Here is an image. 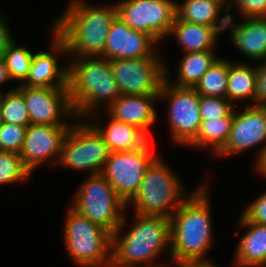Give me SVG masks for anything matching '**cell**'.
Masks as SVG:
<instances>
[{
    "label": "cell",
    "instance_id": "cell-1",
    "mask_svg": "<svg viewBox=\"0 0 266 267\" xmlns=\"http://www.w3.org/2000/svg\"><path fill=\"white\" fill-rule=\"evenodd\" d=\"M210 179L206 177L170 217V253L171 262L175 265H218L208 255L217 241Z\"/></svg>",
    "mask_w": 266,
    "mask_h": 267
},
{
    "label": "cell",
    "instance_id": "cell-2",
    "mask_svg": "<svg viewBox=\"0 0 266 267\" xmlns=\"http://www.w3.org/2000/svg\"><path fill=\"white\" fill-rule=\"evenodd\" d=\"M129 213L125 211L121 225L112 234L110 267H157L170 263V219Z\"/></svg>",
    "mask_w": 266,
    "mask_h": 267
},
{
    "label": "cell",
    "instance_id": "cell-3",
    "mask_svg": "<svg viewBox=\"0 0 266 267\" xmlns=\"http://www.w3.org/2000/svg\"><path fill=\"white\" fill-rule=\"evenodd\" d=\"M68 2V3H67ZM51 22L65 42L68 57H101L111 23L117 17L115 1L101 4L89 0H68Z\"/></svg>",
    "mask_w": 266,
    "mask_h": 267
},
{
    "label": "cell",
    "instance_id": "cell-4",
    "mask_svg": "<svg viewBox=\"0 0 266 267\" xmlns=\"http://www.w3.org/2000/svg\"><path fill=\"white\" fill-rule=\"evenodd\" d=\"M67 59L69 99L78 119L104 111L120 97L109 60L98 56Z\"/></svg>",
    "mask_w": 266,
    "mask_h": 267
},
{
    "label": "cell",
    "instance_id": "cell-5",
    "mask_svg": "<svg viewBox=\"0 0 266 267\" xmlns=\"http://www.w3.org/2000/svg\"><path fill=\"white\" fill-rule=\"evenodd\" d=\"M160 154L148 167L140 188L126 205V210L140 215L163 216L168 219L203 182L188 191L181 177ZM169 163V164H168Z\"/></svg>",
    "mask_w": 266,
    "mask_h": 267
},
{
    "label": "cell",
    "instance_id": "cell-6",
    "mask_svg": "<svg viewBox=\"0 0 266 267\" xmlns=\"http://www.w3.org/2000/svg\"><path fill=\"white\" fill-rule=\"evenodd\" d=\"M62 243L76 267H110L112 234L70 205L64 210Z\"/></svg>",
    "mask_w": 266,
    "mask_h": 267
},
{
    "label": "cell",
    "instance_id": "cell-7",
    "mask_svg": "<svg viewBox=\"0 0 266 267\" xmlns=\"http://www.w3.org/2000/svg\"><path fill=\"white\" fill-rule=\"evenodd\" d=\"M75 189L69 205L113 234L122 223L126 204L107 179L101 173L86 175Z\"/></svg>",
    "mask_w": 266,
    "mask_h": 267
},
{
    "label": "cell",
    "instance_id": "cell-8",
    "mask_svg": "<svg viewBox=\"0 0 266 267\" xmlns=\"http://www.w3.org/2000/svg\"><path fill=\"white\" fill-rule=\"evenodd\" d=\"M109 155L108 145L97 130L86 119L77 118L65 135L56 169L99 174Z\"/></svg>",
    "mask_w": 266,
    "mask_h": 267
},
{
    "label": "cell",
    "instance_id": "cell-9",
    "mask_svg": "<svg viewBox=\"0 0 266 267\" xmlns=\"http://www.w3.org/2000/svg\"><path fill=\"white\" fill-rule=\"evenodd\" d=\"M161 103L166 105L163 116L169 128V144L187 147L196 138L201 125L199 94L193 87L176 86L165 78L159 93Z\"/></svg>",
    "mask_w": 266,
    "mask_h": 267
},
{
    "label": "cell",
    "instance_id": "cell-10",
    "mask_svg": "<svg viewBox=\"0 0 266 267\" xmlns=\"http://www.w3.org/2000/svg\"><path fill=\"white\" fill-rule=\"evenodd\" d=\"M154 140L143 147L121 152H110L101 174L127 205L137 194L144 175L151 163L161 154Z\"/></svg>",
    "mask_w": 266,
    "mask_h": 267
},
{
    "label": "cell",
    "instance_id": "cell-11",
    "mask_svg": "<svg viewBox=\"0 0 266 267\" xmlns=\"http://www.w3.org/2000/svg\"><path fill=\"white\" fill-rule=\"evenodd\" d=\"M243 108V109H241ZM266 147V106L242 105L234 109V119L228 140L223 149L214 157L239 155L243 152L253 153L250 168L259 160Z\"/></svg>",
    "mask_w": 266,
    "mask_h": 267
},
{
    "label": "cell",
    "instance_id": "cell-12",
    "mask_svg": "<svg viewBox=\"0 0 266 267\" xmlns=\"http://www.w3.org/2000/svg\"><path fill=\"white\" fill-rule=\"evenodd\" d=\"M162 52L158 57L109 60L121 95H159L166 78L168 59Z\"/></svg>",
    "mask_w": 266,
    "mask_h": 267
},
{
    "label": "cell",
    "instance_id": "cell-13",
    "mask_svg": "<svg viewBox=\"0 0 266 267\" xmlns=\"http://www.w3.org/2000/svg\"><path fill=\"white\" fill-rule=\"evenodd\" d=\"M117 17L161 45L176 19V0H116Z\"/></svg>",
    "mask_w": 266,
    "mask_h": 267
},
{
    "label": "cell",
    "instance_id": "cell-14",
    "mask_svg": "<svg viewBox=\"0 0 266 267\" xmlns=\"http://www.w3.org/2000/svg\"><path fill=\"white\" fill-rule=\"evenodd\" d=\"M23 94L30 124L71 126L77 119L67 87L51 88L16 85Z\"/></svg>",
    "mask_w": 266,
    "mask_h": 267
},
{
    "label": "cell",
    "instance_id": "cell-15",
    "mask_svg": "<svg viewBox=\"0 0 266 267\" xmlns=\"http://www.w3.org/2000/svg\"><path fill=\"white\" fill-rule=\"evenodd\" d=\"M71 126L29 124L19 153L25 168L34 176L38 168H55L65 135Z\"/></svg>",
    "mask_w": 266,
    "mask_h": 267
},
{
    "label": "cell",
    "instance_id": "cell-16",
    "mask_svg": "<svg viewBox=\"0 0 266 267\" xmlns=\"http://www.w3.org/2000/svg\"><path fill=\"white\" fill-rule=\"evenodd\" d=\"M49 50H38L33 53L29 74L21 84L23 86L67 87L68 58L65 42L54 32L52 22L48 24ZM65 57V58H64ZM64 60V62L62 60ZM62 63V64H61Z\"/></svg>",
    "mask_w": 266,
    "mask_h": 267
},
{
    "label": "cell",
    "instance_id": "cell-17",
    "mask_svg": "<svg viewBox=\"0 0 266 267\" xmlns=\"http://www.w3.org/2000/svg\"><path fill=\"white\" fill-rule=\"evenodd\" d=\"M160 47V48H159ZM161 46L148 34L134 30L118 17L111 23L106 39V60L158 57Z\"/></svg>",
    "mask_w": 266,
    "mask_h": 267
},
{
    "label": "cell",
    "instance_id": "cell-18",
    "mask_svg": "<svg viewBox=\"0 0 266 267\" xmlns=\"http://www.w3.org/2000/svg\"><path fill=\"white\" fill-rule=\"evenodd\" d=\"M229 12L228 43L242 55L240 62L260 63L266 60V18L235 19ZM230 31V32H229ZM246 60V61H245Z\"/></svg>",
    "mask_w": 266,
    "mask_h": 267
},
{
    "label": "cell",
    "instance_id": "cell-19",
    "mask_svg": "<svg viewBox=\"0 0 266 267\" xmlns=\"http://www.w3.org/2000/svg\"><path fill=\"white\" fill-rule=\"evenodd\" d=\"M159 95H120L104 111L114 120L141 129L150 139L160 119ZM152 129V130H151Z\"/></svg>",
    "mask_w": 266,
    "mask_h": 267
},
{
    "label": "cell",
    "instance_id": "cell-20",
    "mask_svg": "<svg viewBox=\"0 0 266 267\" xmlns=\"http://www.w3.org/2000/svg\"><path fill=\"white\" fill-rule=\"evenodd\" d=\"M238 214L236 217L239 218L234 223L240 229L233 235H238L239 239L235 242L234 256L229 263L232 267H261L266 264V225L248 221L241 213Z\"/></svg>",
    "mask_w": 266,
    "mask_h": 267
},
{
    "label": "cell",
    "instance_id": "cell-21",
    "mask_svg": "<svg viewBox=\"0 0 266 267\" xmlns=\"http://www.w3.org/2000/svg\"><path fill=\"white\" fill-rule=\"evenodd\" d=\"M85 119L102 136L110 152L135 150L150 140L138 127L114 120L105 111L92 113Z\"/></svg>",
    "mask_w": 266,
    "mask_h": 267
},
{
    "label": "cell",
    "instance_id": "cell-22",
    "mask_svg": "<svg viewBox=\"0 0 266 267\" xmlns=\"http://www.w3.org/2000/svg\"><path fill=\"white\" fill-rule=\"evenodd\" d=\"M221 35L215 27L175 19L165 42L173 38L181 54L217 50Z\"/></svg>",
    "mask_w": 266,
    "mask_h": 267
},
{
    "label": "cell",
    "instance_id": "cell-23",
    "mask_svg": "<svg viewBox=\"0 0 266 267\" xmlns=\"http://www.w3.org/2000/svg\"><path fill=\"white\" fill-rule=\"evenodd\" d=\"M176 19L227 32L229 11L215 0H176Z\"/></svg>",
    "mask_w": 266,
    "mask_h": 267
},
{
    "label": "cell",
    "instance_id": "cell-24",
    "mask_svg": "<svg viewBox=\"0 0 266 267\" xmlns=\"http://www.w3.org/2000/svg\"><path fill=\"white\" fill-rule=\"evenodd\" d=\"M217 51L218 50H207L180 54L179 57L181 58L180 60L178 59V66L175 65L176 69L173 70L176 72L174 76L171 74L173 73V71H171V66L168 62H165L166 79L176 86L194 88L201 77L221 56Z\"/></svg>",
    "mask_w": 266,
    "mask_h": 267
},
{
    "label": "cell",
    "instance_id": "cell-25",
    "mask_svg": "<svg viewBox=\"0 0 266 267\" xmlns=\"http://www.w3.org/2000/svg\"><path fill=\"white\" fill-rule=\"evenodd\" d=\"M229 58L226 98L235 106L254 105L257 63L234 61ZM243 103V104H242Z\"/></svg>",
    "mask_w": 266,
    "mask_h": 267
},
{
    "label": "cell",
    "instance_id": "cell-26",
    "mask_svg": "<svg viewBox=\"0 0 266 267\" xmlns=\"http://www.w3.org/2000/svg\"><path fill=\"white\" fill-rule=\"evenodd\" d=\"M234 116L219 119L201 120L196 138L185 148L210 153L215 157L225 146L232 127Z\"/></svg>",
    "mask_w": 266,
    "mask_h": 267
},
{
    "label": "cell",
    "instance_id": "cell-27",
    "mask_svg": "<svg viewBox=\"0 0 266 267\" xmlns=\"http://www.w3.org/2000/svg\"><path fill=\"white\" fill-rule=\"evenodd\" d=\"M229 59L219 57L201 77L194 89L199 95L226 98Z\"/></svg>",
    "mask_w": 266,
    "mask_h": 267
},
{
    "label": "cell",
    "instance_id": "cell-28",
    "mask_svg": "<svg viewBox=\"0 0 266 267\" xmlns=\"http://www.w3.org/2000/svg\"><path fill=\"white\" fill-rule=\"evenodd\" d=\"M26 44H18L17 38L13 39L7 46L4 53V60L9 76L16 85L22 84L30 70L34 49L28 48Z\"/></svg>",
    "mask_w": 266,
    "mask_h": 267
},
{
    "label": "cell",
    "instance_id": "cell-29",
    "mask_svg": "<svg viewBox=\"0 0 266 267\" xmlns=\"http://www.w3.org/2000/svg\"><path fill=\"white\" fill-rule=\"evenodd\" d=\"M0 110L2 122L23 126L30 124L23 94L17 88L0 94Z\"/></svg>",
    "mask_w": 266,
    "mask_h": 267
},
{
    "label": "cell",
    "instance_id": "cell-30",
    "mask_svg": "<svg viewBox=\"0 0 266 267\" xmlns=\"http://www.w3.org/2000/svg\"><path fill=\"white\" fill-rule=\"evenodd\" d=\"M32 178V174L25 168L19 153L0 151V187L28 184Z\"/></svg>",
    "mask_w": 266,
    "mask_h": 267
},
{
    "label": "cell",
    "instance_id": "cell-31",
    "mask_svg": "<svg viewBox=\"0 0 266 267\" xmlns=\"http://www.w3.org/2000/svg\"><path fill=\"white\" fill-rule=\"evenodd\" d=\"M235 107L227 98L199 95V113L201 120L234 116Z\"/></svg>",
    "mask_w": 266,
    "mask_h": 267
},
{
    "label": "cell",
    "instance_id": "cell-32",
    "mask_svg": "<svg viewBox=\"0 0 266 267\" xmlns=\"http://www.w3.org/2000/svg\"><path fill=\"white\" fill-rule=\"evenodd\" d=\"M27 126L2 122L0 125V151L20 153Z\"/></svg>",
    "mask_w": 266,
    "mask_h": 267
},
{
    "label": "cell",
    "instance_id": "cell-33",
    "mask_svg": "<svg viewBox=\"0 0 266 267\" xmlns=\"http://www.w3.org/2000/svg\"><path fill=\"white\" fill-rule=\"evenodd\" d=\"M231 10L236 11L237 19L266 18V0H232Z\"/></svg>",
    "mask_w": 266,
    "mask_h": 267
},
{
    "label": "cell",
    "instance_id": "cell-34",
    "mask_svg": "<svg viewBox=\"0 0 266 267\" xmlns=\"http://www.w3.org/2000/svg\"><path fill=\"white\" fill-rule=\"evenodd\" d=\"M240 213L248 220L257 224L266 225V189L252 199L248 205H243Z\"/></svg>",
    "mask_w": 266,
    "mask_h": 267
},
{
    "label": "cell",
    "instance_id": "cell-35",
    "mask_svg": "<svg viewBox=\"0 0 266 267\" xmlns=\"http://www.w3.org/2000/svg\"><path fill=\"white\" fill-rule=\"evenodd\" d=\"M256 106H266V63H257V79H256Z\"/></svg>",
    "mask_w": 266,
    "mask_h": 267
},
{
    "label": "cell",
    "instance_id": "cell-36",
    "mask_svg": "<svg viewBox=\"0 0 266 267\" xmlns=\"http://www.w3.org/2000/svg\"><path fill=\"white\" fill-rule=\"evenodd\" d=\"M4 12L0 14V58L4 57L8 44L16 37L9 24L10 21Z\"/></svg>",
    "mask_w": 266,
    "mask_h": 267
},
{
    "label": "cell",
    "instance_id": "cell-37",
    "mask_svg": "<svg viewBox=\"0 0 266 267\" xmlns=\"http://www.w3.org/2000/svg\"><path fill=\"white\" fill-rule=\"evenodd\" d=\"M8 84L9 85L12 84L11 88L6 87ZM4 85H6V86H4ZM12 86H14V87H12ZM5 87H6V89H5ZM15 88H16V86H15V84L13 83V81L11 80V78L9 76L5 60H4V58H0V94L3 93L4 91H9V90H12V89H15Z\"/></svg>",
    "mask_w": 266,
    "mask_h": 267
},
{
    "label": "cell",
    "instance_id": "cell-38",
    "mask_svg": "<svg viewBox=\"0 0 266 267\" xmlns=\"http://www.w3.org/2000/svg\"><path fill=\"white\" fill-rule=\"evenodd\" d=\"M250 171L252 175L255 174L259 179L266 180V147L259 160L250 168Z\"/></svg>",
    "mask_w": 266,
    "mask_h": 267
},
{
    "label": "cell",
    "instance_id": "cell-39",
    "mask_svg": "<svg viewBox=\"0 0 266 267\" xmlns=\"http://www.w3.org/2000/svg\"><path fill=\"white\" fill-rule=\"evenodd\" d=\"M220 2L228 11L230 9V6L232 4V0H215Z\"/></svg>",
    "mask_w": 266,
    "mask_h": 267
},
{
    "label": "cell",
    "instance_id": "cell-40",
    "mask_svg": "<svg viewBox=\"0 0 266 267\" xmlns=\"http://www.w3.org/2000/svg\"><path fill=\"white\" fill-rule=\"evenodd\" d=\"M176 267L177 265L173 264L172 262L170 263H167V264H164V265H161V266H157V267Z\"/></svg>",
    "mask_w": 266,
    "mask_h": 267
},
{
    "label": "cell",
    "instance_id": "cell-41",
    "mask_svg": "<svg viewBox=\"0 0 266 267\" xmlns=\"http://www.w3.org/2000/svg\"><path fill=\"white\" fill-rule=\"evenodd\" d=\"M176 267H181V266H176ZM183 267H222V266H219V264L218 265H215V266H183Z\"/></svg>",
    "mask_w": 266,
    "mask_h": 267
},
{
    "label": "cell",
    "instance_id": "cell-42",
    "mask_svg": "<svg viewBox=\"0 0 266 267\" xmlns=\"http://www.w3.org/2000/svg\"><path fill=\"white\" fill-rule=\"evenodd\" d=\"M2 124V119H1V110H0V125Z\"/></svg>",
    "mask_w": 266,
    "mask_h": 267
}]
</instances>
